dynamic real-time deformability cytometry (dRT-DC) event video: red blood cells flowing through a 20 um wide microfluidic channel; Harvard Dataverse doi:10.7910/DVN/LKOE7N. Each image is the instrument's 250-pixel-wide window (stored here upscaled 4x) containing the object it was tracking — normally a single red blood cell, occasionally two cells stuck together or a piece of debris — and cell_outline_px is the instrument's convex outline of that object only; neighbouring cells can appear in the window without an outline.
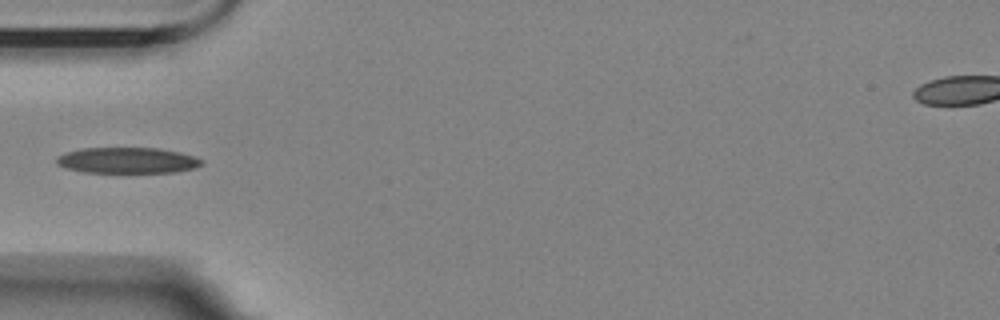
{"species": "Egyptian fruit bat (a non-hibernating species)", "species_latin": "Rousettus aegyptiacus", "temperature_condition": "room temperature", "stored_images_in_passage": 12, "camera_frame_rate_fps": 3000, "um_per_image_px": 0.085, "animal": {"sex": "female"}, "frame": {"image": 1, "passage_image": 2, "time_ms": 2.333, "image_size_px": [1000, 320], "cell_outline_px": [[204, 164], [192, 168], [172, 172], [84, 172], [64, 168], [56, 164], [56, 156], [64, 152], [80, 148], [160, 148], [180, 152], [204, 160]], "centroid_in_image_um": [10.77, 13.62], "position_along_channel_um": 74.2, "area_um2": 21.96}}
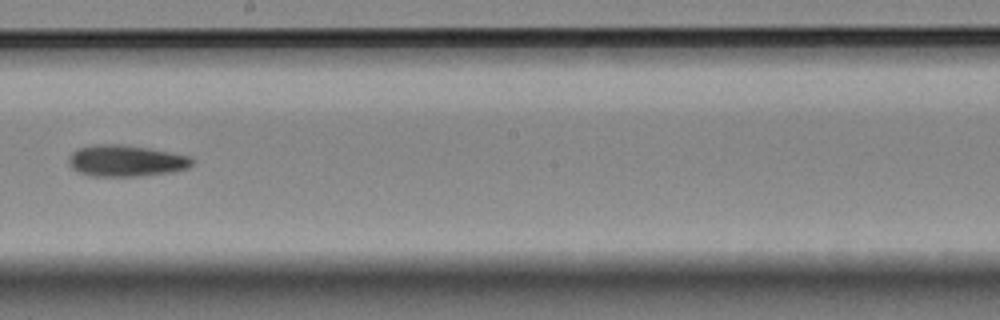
{"frame": {"image": 2, "passage_image": 6, "time_ms": 7.0, "image_size_px": [1000, 320], "cell_outline_px": [[192, 164], [188, 168], [172, 172], [136, 176], [92, 176], [80, 172], [72, 168], [68, 160], [72, 152], [80, 148], [100, 144], [120, 144], [148, 148], [188, 156], [192, 160]], "centroid_in_image_um": [10.7, 13.67], "position_along_channel_um": 237.5, "area_um2": 22.2}}
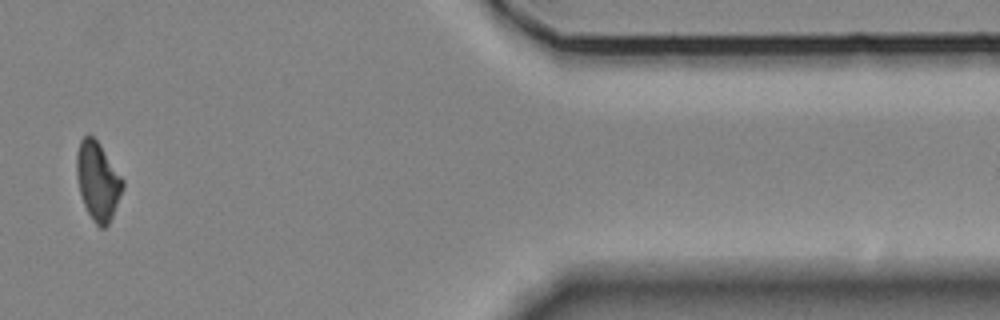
{"frame": {"image": 3, "passage_image": 11, "time_ms": 13.0, "image_size_px": [1000, 320], "cell_outline_px": [[124, 188], [112, 216], [108, 224], [104, 228], [100, 228], [92, 220], [84, 204], [80, 192], [76, 176], [76, 152], [80, 140], [88, 132], [100, 144], [124, 180]], "centroid_in_image_um": [8.3, 15.36], "position_along_channel_um": 403.1, "area_um2": 21.1}, "authors_computed_cell_mechanics": {"area_um2": 21.5305, "velocity_mm_per_s": 3.4896, "shape_relaxation_time_tau1_ms": 7.0309, "shape_relaxation_time_tau2_ms": null, "deformation_change_tau1": 0.1795, "deformation_change_tau2": null}}